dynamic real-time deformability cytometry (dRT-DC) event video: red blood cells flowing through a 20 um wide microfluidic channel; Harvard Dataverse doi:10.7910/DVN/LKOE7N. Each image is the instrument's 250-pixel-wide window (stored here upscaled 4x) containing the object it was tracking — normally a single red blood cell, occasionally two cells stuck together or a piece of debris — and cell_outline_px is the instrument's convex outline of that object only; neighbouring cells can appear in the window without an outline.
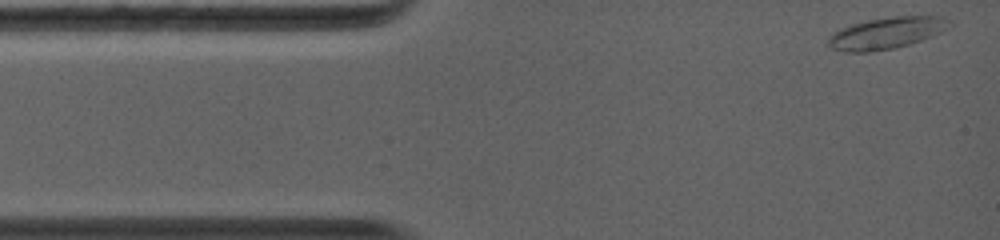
{"species": "common noctule bat (a hibernating species)", "species_latin": "Nyctalus noctula", "temperature_condition": "warm", "stored_images_in_passage": 32, "camera_frame_rate_fps": 5000, "um_per_image_px": 0.085, "animal": {"sex": "female", "body_mass_g": 19.0, "forearm_length_mm": 56.7}, "frame": {"image": 1, "passage_image": 1, "time_ms": 0.0, "image_size_px": [1000, 240], "cell_outline_px": [[952, 24], [948, 28], [932, 36], [896, 48], [868, 52], [844, 52], [832, 48], [828, 44], [828, 36], [840, 28], [852, 24], [868, 20], [892, 16], [944, 16], [952, 20]], "centroid_in_image_um": [75.36, 2.8], "position_along_channel_um": 9.6, "area_um2": 22.43}}
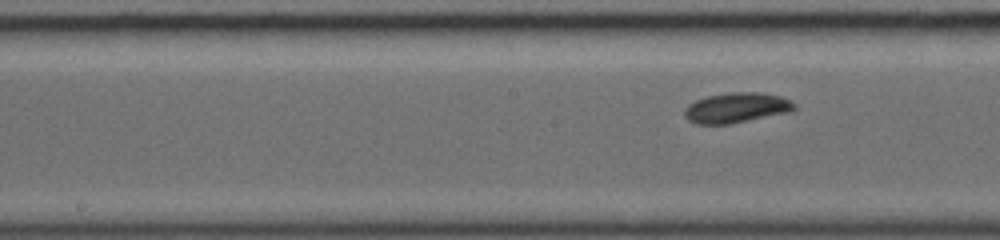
{"frame": {"image": 2, "passage_image": 19, "time_ms": 5.8, "image_size_px": [1000, 240], "cell_outline_px": [[796, 108], [792, 112], [732, 124], [696, 124], [688, 120], [684, 116], [684, 112], [688, 104], [696, 100], [708, 96], [728, 92], [760, 92], [780, 96], [792, 100], [796, 104]], "centroid_in_image_um": [62.64, 9.16], "position_along_channel_um": 185.6, "area_um2": 19.65}}
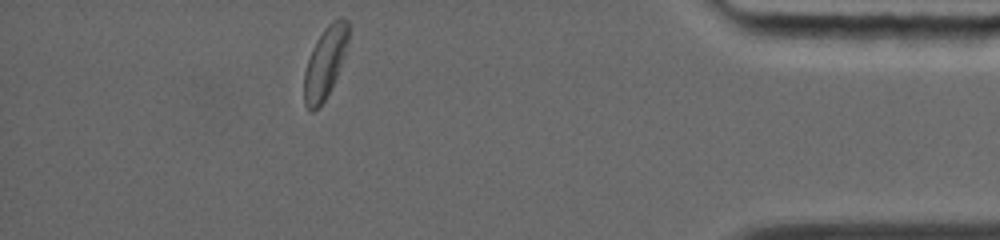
{"frame": {"image": 3, "passage_image": 32, "time_ms": 12.2, "image_size_px": [1000, 240], "cell_outline_px": [[348, 40], [344, 56], [332, 88], [324, 100], [312, 112], [304, 104], [304, 72], [312, 48], [316, 40], [324, 28], [332, 20], [340, 16], [348, 20]], "centroid_in_image_um": [27.63, 5.29], "position_along_channel_um": 407.6, "area_um2": 18.32}}